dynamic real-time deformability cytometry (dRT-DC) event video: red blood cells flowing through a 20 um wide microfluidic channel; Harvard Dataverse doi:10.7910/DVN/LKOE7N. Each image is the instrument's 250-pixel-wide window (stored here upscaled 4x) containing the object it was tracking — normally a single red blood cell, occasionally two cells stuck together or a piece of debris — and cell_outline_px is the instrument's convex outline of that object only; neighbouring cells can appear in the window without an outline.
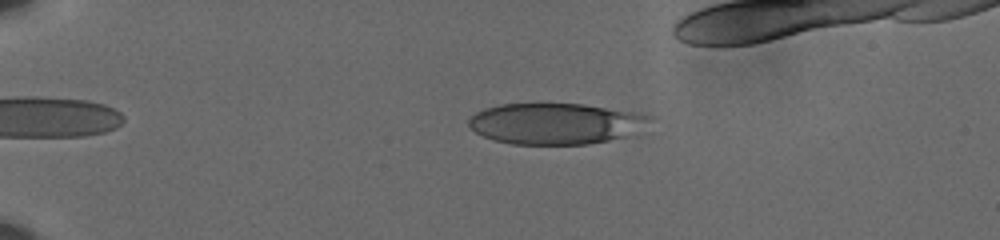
{"species": "human", "species_latin": "Homo sapiens", "temperature_condition": "cold", "stored_images_in_passage": 55, "camera_frame_rate_fps": 3000, "um_per_image_px": 0.085, "donor": {"sex": "male"}, "frame": {"image": 1, "passage_image": 14, "time_ms": 4.333, "image_size_px": [1000, 240], "cell_outline_px": [[652, 116], [624, 136], [608, 140], [588, 144], [512, 144], [496, 140], [484, 136], [476, 132], [468, 124], [468, 120], [476, 112], [484, 108], [500, 104], [536, 100], [584, 104], [636, 112]], "centroid_in_image_um": [47.07, 10.44], "position_along_channel_um": 37.9, "area_um2": 43.58}}
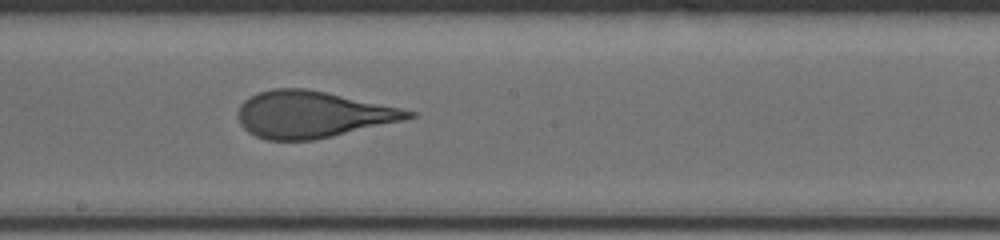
{"frame": {"image": 2, "passage_image": 35, "time_ms": 11.333, "image_size_px": [1000, 240], "cell_outline_px": [[416, 116], [404, 120], [332, 136], [312, 140], [268, 140], [256, 136], [248, 132], [240, 124], [236, 112], [240, 104], [244, 100], [256, 92], [272, 88], [304, 88], [324, 92], [400, 108], [416, 112]], "centroid_in_image_um": [26.48, 9.72], "position_along_channel_um": 221.7, "area_um2": 46.01}}
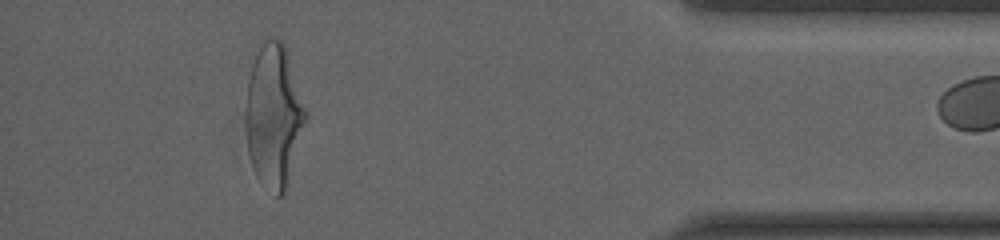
{"frame": {"image": 3, "passage_image": 54, "time_ms": 17.667, "image_size_px": [1000, 240], "cell_outline_px": [[308, 116], [284, 196], [276, 196], [260, 184], [252, 168], [248, 152], [248, 80], [256, 44], [268, 40], [280, 40], [284, 44], [308, 112]], "centroid_in_image_um": [23.3, 9.87], "position_along_channel_um": 411.9, "area_um2": 49.71}}